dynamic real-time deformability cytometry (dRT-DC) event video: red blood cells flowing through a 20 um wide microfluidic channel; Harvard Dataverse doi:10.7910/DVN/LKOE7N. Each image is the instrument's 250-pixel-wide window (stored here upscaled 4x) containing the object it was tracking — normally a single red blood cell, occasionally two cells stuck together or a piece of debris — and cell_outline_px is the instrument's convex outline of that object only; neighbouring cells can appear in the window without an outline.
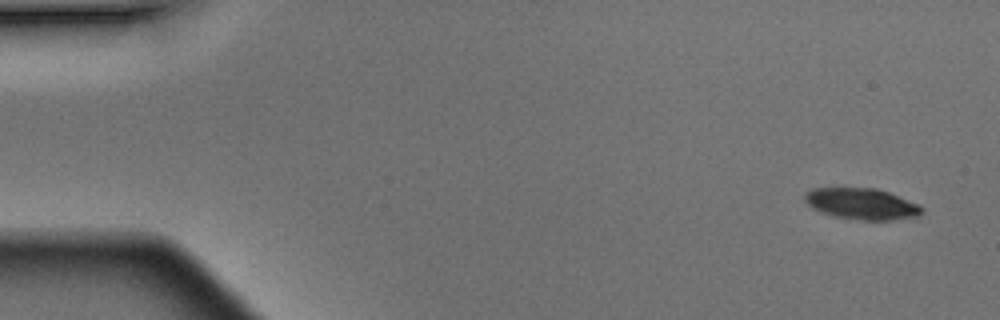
{"species": "Egyptian fruit bat (a non-hibernating species)", "species_latin": "Rousettus aegyptiacus", "temperature_condition": "warm", "stored_images_in_passage": 4, "camera_frame_rate_fps": 3000, "um_per_image_px": 0.085, "animal": {"sex": "male"}, "frame": {"image": 1, "passage_image": 1, "time_ms": 0.0, "image_size_px": [1000, 320], "cell_outline_px": [[924, 212], [920, 216], [892, 220], [864, 220], [836, 216], [820, 212], [812, 208], [804, 200], [804, 192], [812, 188], [876, 188], [888, 192], [920, 204], [924, 208]], "centroid_in_image_um": [73.27, 17.32], "position_along_channel_um": 11.7, "area_um2": 21.44}}